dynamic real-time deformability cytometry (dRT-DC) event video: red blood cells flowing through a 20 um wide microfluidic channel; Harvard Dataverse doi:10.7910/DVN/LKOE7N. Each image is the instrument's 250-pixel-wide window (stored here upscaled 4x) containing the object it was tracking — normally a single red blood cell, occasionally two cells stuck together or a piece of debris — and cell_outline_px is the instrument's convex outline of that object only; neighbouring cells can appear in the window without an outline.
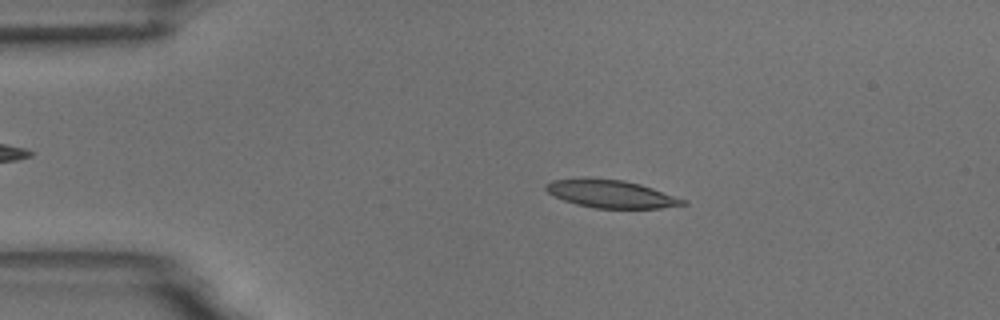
{"species": "common noctule bat (a hibernating species)", "species_latin": "Nyctalus noctula", "temperature_condition": "room temperature", "stored_images_in_passage": 4, "camera_frame_rate_fps": 3000, "um_per_image_px": 0.085, "animal": {"sex": "male", "body_mass_g": 18.8}, "frame": {"image": 1, "passage_image": 2, "time_ms": 2.0, "image_size_px": [1000, 320], "cell_outline_px": [[688, 204], [660, 208], [596, 208], [576, 204], [564, 200], [548, 192], [544, 188], [544, 184], [552, 180], [624, 180], [640, 184], [688, 200]], "centroid_in_image_um": [52.01, 16.51], "position_along_channel_um": 33.0, "area_um2": 21.5}}
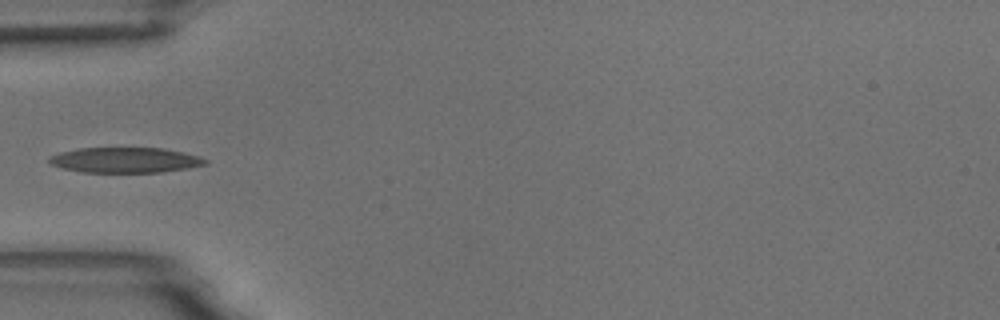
{"frame": {"image": 2, "passage_image": 4, "time_ms": 4.333, "image_size_px": [1000, 320], "cell_outline_px": [[208, 164], [188, 168], [160, 172], [84, 172], [64, 168], [52, 164], [48, 160], [52, 156], [60, 152], [80, 148], [164, 148], [184, 152], [200, 156], [208, 160]], "centroid_in_image_um": [10.72, 13.6], "position_along_channel_um": 74.3, "area_um2": 22.89}}